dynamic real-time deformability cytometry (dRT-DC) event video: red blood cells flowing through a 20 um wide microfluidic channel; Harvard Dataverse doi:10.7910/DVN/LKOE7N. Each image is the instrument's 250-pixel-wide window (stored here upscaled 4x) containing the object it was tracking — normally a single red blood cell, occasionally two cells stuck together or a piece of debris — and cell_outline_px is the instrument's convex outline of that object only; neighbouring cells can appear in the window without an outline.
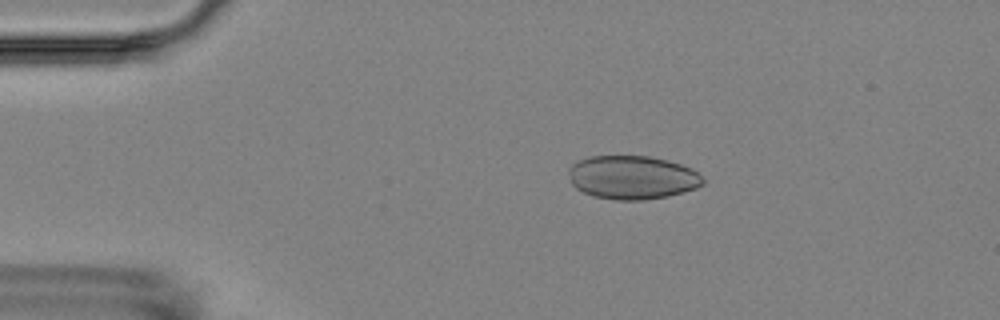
{"species": "Egyptian fruit bat (a non-hibernating species)", "species_latin": "Rousettus aegyptiacus", "temperature_condition": "room temperature", "stored_images_in_passage": 5, "camera_frame_rate_fps": 3000, "um_per_image_px": 0.085, "animal": {"sex": "female"}, "frame": {"image": 1, "passage_image": 1, "time_ms": 0.0, "image_size_px": [1000, 320], "cell_outline_px": [[704, 184], [696, 188], [668, 196], [644, 200], [616, 200], [592, 196], [576, 188], [572, 184], [568, 172], [568, 168], [576, 160], [592, 156], [648, 156], [668, 160], [692, 168], [704, 180]], "centroid_in_image_um": [53.72, 15.08], "position_along_channel_um": 31.3, "area_um2": 34.22}}